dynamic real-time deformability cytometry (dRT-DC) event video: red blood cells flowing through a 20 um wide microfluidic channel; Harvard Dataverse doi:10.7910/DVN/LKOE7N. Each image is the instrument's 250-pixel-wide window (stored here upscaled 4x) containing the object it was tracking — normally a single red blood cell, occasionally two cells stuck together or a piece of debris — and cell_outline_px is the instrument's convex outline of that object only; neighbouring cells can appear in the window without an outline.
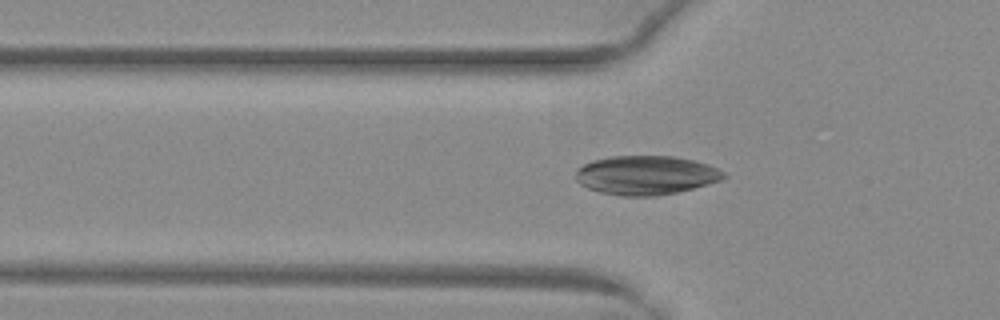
{"species": "common noctule bat (a hibernating species)", "species_latin": "Nyctalus noctula", "temperature_condition": "warm", "stored_images_in_passage": 36, "camera_frame_rate_fps": 3000, "um_per_image_px": 0.085, "animal": {"sex": "female", "body_mass_g": 29.2, "forearm_length_mm": 56.3}, "frame": {"image": 1, "passage_image": 4, "time_ms": 1.0, "image_size_px": [1000, 320], "cell_outline_px": [[728, 176], [720, 180], [692, 188], [676, 192], [656, 196], [620, 196], [600, 192], [588, 188], [580, 184], [576, 180], [576, 172], [584, 164], [592, 160], [612, 156], [672, 156], [692, 160], [708, 164], [724, 172]], "centroid_in_image_um": [54.89, 14.89], "position_along_channel_um": 70.9, "area_um2": 33.47}}
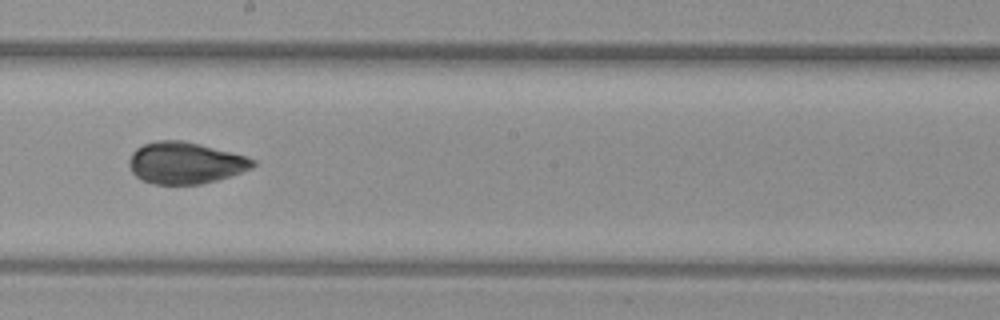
{"frame": {"image": 2, "passage_image": 16, "time_ms": 5.0, "image_size_px": [1000, 320], "cell_outline_px": [[256, 164], [252, 168], [216, 180], [200, 184], [156, 184], [140, 180], [132, 172], [128, 164], [128, 160], [132, 152], [136, 148], [144, 144], [156, 140], [184, 140], [200, 144], [244, 156], [256, 160]], "centroid_in_image_um": [15.7, 13.84], "position_along_channel_um": 232.5, "area_um2": 29.94}}
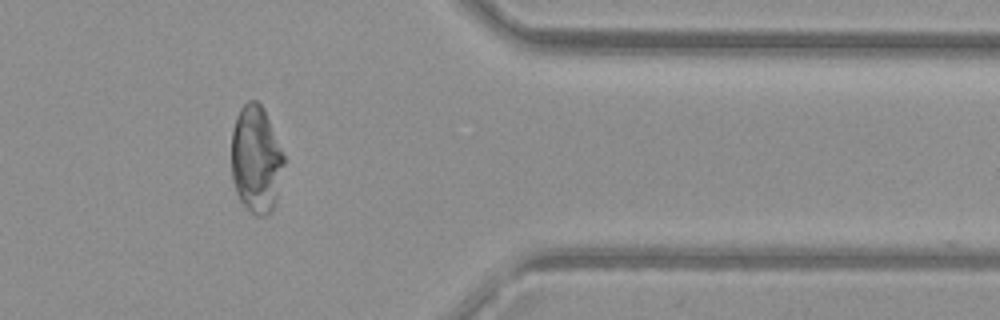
{"frame": {"image": 3, "passage_image": 29, "time_ms": 9.333, "image_size_px": [1000, 320], "cell_outline_px": [[284, 164], [276, 200], [272, 212], [268, 216], [256, 216], [240, 200], [236, 192], [232, 180], [232, 128], [236, 116], [240, 108], [248, 100], [256, 100], [264, 108], [284, 152]], "centroid_in_image_um": [21.77, 13.53], "position_along_channel_um": 389.6, "area_um2": 33.12}}